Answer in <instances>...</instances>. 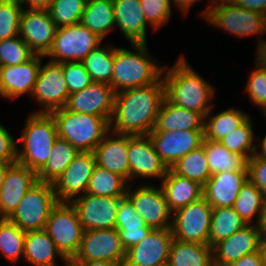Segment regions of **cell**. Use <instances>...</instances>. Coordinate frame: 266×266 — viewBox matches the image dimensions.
<instances>
[{
  "instance_id": "cell-1",
  "label": "cell",
  "mask_w": 266,
  "mask_h": 266,
  "mask_svg": "<svg viewBox=\"0 0 266 266\" xmlns=\"http://www.w3.org/2000/svg\"><path fill=\"white\" fill-rule=\"evenodd\" d=\"M165 98V82L115 93L110 130L125 135H148L155 127L160 106Z\"/></svg>"
},
{
  "instance_id": "cell-2",
  "label": "cell",
  "mask_w": 266,
  "mask_h": 266,
  "mask_svg": "<svg viewBox=\"0 0 266 266\" xmlns=\"http://www.w3.org/2000/svg\"><path fill=\"white\" fill-rule=\"evenodd\" d=\"M162 77L165 97L174 105L199 112L203 117L214 107L215 86L199 75L183 54L170 68L164 66Z\"/></svg>"
},
{
  "instance_id": "cell-3",
  "label": "cell",
  "mask_w": 266,
  "mask_h": 266,
  "mask_svg": "<svg viewBox=\"0 0 266 266\" xmlns=\"http://www.w3.org/2000/svg\"><path fill=\"white\" fill-rule=\"evenodd\" d=\"M130 45L132 50L114 46L111 87L115 93L149 86L162 77L164 65L150 55L147 43Z\"/></svg>"
},
{
  "instance_id": "cell-4",
  "label": "cell",
  "mask_w": 266,
  "mask_h": 266,
  "mask_svg": "<svg viewBox=\"0 0 266 266\" xmlns=\"http://www.w3.org/2000/svg\"><path fill=\"white\" fill-rule=\"evenodd\" d=\"M25 120L17 140L22 143L21 147L17 144V162L37 173L46 164L58 138L57 126L53 116L46 113H30Z\"/></svg>"
},
{
  "instance_id": "cell-5",
  "label": "cell",
  "mask_w": 266,
  "mask_h": 266,
  "mask_svg": "<svg viewBox=\"0 0 266 266\" xmlns=\"http://www.w3.org/2000/svg\"><path fill=\"white\" fill-rule=\"evenodd\" d=\"M50 114L55 119L58 137L78 152H93L110 131V123L96 115L75 113L65 107Z\"/></svg>"
},
{
  "instance_id": "cell-6",
  "label": "cell",
  "mask_w": 266,
  "mask_h": 266,
  "mask_svg": "<svg viewBox=\"0 0 266 266\" xmlns=\"http://www.w3.org/2000/svg\"><path fill=\"white\" fill-rule=\"evenodd\" d=\"M200 14L209 26L222 29L237 38L266 33V16L237 6L229 0H209Z\"/></svg>"
},
{
  "instance_id": "cell-7",
  "label": "cell",
  "mask_w": 266,
  "mask_h": 266,
  "mask_svg": "<svg viewBox=\"0 0 266 266\" xmlns=\"http://www.w3.org/2000/svg\"><path fill=\"white\" fill-rule=\"evenodd\" d=\"M57 203L53 185L37 181L7 219L24 232L43 230Z\"/></svg>"
},
{
  "instance_id": "cell-8",
  "label": "cell",
  "mask_w": 266,
  "mask_h": 266,
  "mask_svg": "<svg viewBox=\"0 0 266 266\" xmlns=\"http://www.w3.org/2000/svg\"><path fill=\"white\" fill-rule=\"evenodd\" d=\"M44 230L64 258L76 255L84 229L71 202H58L53 207Z\"/></svg>"
},
{
  "instance_id": "cell-9",
  "label": "cell",
  "mask_w": 266,
  "mask_h": 266,
  "mask_svg": "<svg viewBox=\"0 0 266 266\" xmlns=\"http://www.w3.org/2000/svg\"><path fill=\"white\" fill-rule=\"evenodd\" d=\"M102 41L81 23L58 27L45 59L50 58L49 61L57 63L83 61L91 51L102 44Z\"/></svg>"
},
{
  "instance_id": "cell-10",
  "label": "cell",
  "mask_w": 266,
  "mask_h": 266,
  "mask_svg": "<svg viewBox=\"0 0 266 266\" xmlns=\"http://www.w3.org/2000/svg\"><path fill=\"white\" fill-rule=\"evenodd\" d=\"M44 56H41V66L37 81L31 93V98L36 100L41 108L31 113H46L64 108L69 91L63 74V63L49 61L42 63Z\"/></svg>"
},
{
  "instance_id": "cell-11",
  "label": "cell",
  "mask_w": 266,
  "mask_h": 266,
  "mask_svg": "<svg viewBox=\"0 0 266 266\" xmlns=\"http://www.w3.org/2000/svg\"><path fill=\"white\" fill-rule=\"evenodd\" d=\"M212 210V206L202 197L175 211L171 225L174 239L209 244Z\"/></svg>"
},
{
  "instance_id": "cell-12",
  "label": "cell",
  "mask_w": 266,
  "mask_h": 266,
  "mask_svg": "<svg viewBox=\"0 0 266 266\" xmlns=\"http://www.w3.org/2000/svg\"><path fill=\"white\" fill-rule=\"evenodd\" d=\"M133 188L132 183L128 185L126 196L145 224L152 229L171 228L173 213L166 202L162 187L158 188L145 182Z\"/></svg>"
},
{
  "instance_id": "cell-13",
  "label": "cell",
  "mask_w": 266,
  "mask_h": 266,
  "mask_svg": "<svg viewBox=\"0 0 266 266\" xmlns=\"http://www.w3.org/2000/svg\"><path fill=\"white\" fill-rule=\"evenodd\" d=\"M126 251L121 244L118 230L100 229L84 231L79 249L73 257L78 262H124Z\"/></svg>"
},
{
  "instance_id": "cell-14",
  "label": "cell",
  "mask_w": 266,
  "mask_h": 266,
  "mask_svg": "<svg viewBox=\"0 0 266 266\" xmlns=\"http://www.w3.org/2000/svg\"><path fill=\"white\" fill-rule=\"evenodd\" d=\"M122 197L94 196L88 193L71 201L84 231L115 228Z\"/></svg>"
},
{
  "instance_id": "cell-15",
  "label": "cell",
  "mask_w": 266,
  "mask_h": 266,
  "mask_svg": "<svg viewBox=\"0 0 266 266\" xmlns=\"http://www.w3.org/2000/svg\"><path fill=\"white\" fill-rule=\"evenodd\" d=\"M95 166L93 152H79L52 184L57 201L71 202L74 198L84 195Z\"/></svg>"
},
{
  "instance_id": "cell-16",
  "label": "cell",
  "mask_w": 266,
  "mask_h": 266,
  "mask_svg": "<svg viewBox=\"0 0 266 266\" xmlns=\"http://www.w3.org/2000/svg\"><path fill=\"white\" fill-rule=\"evenodd\" d=\"M57 28L48 10L23 8L20 15L19 36L35 55L45 57L48 54Z\"/></svg>"
},
{
  "instance_id": "cell-17",
  "label": "cell",
  "mask_w": 266,
  "mask_h": 266,
  "mask_svg": "<svg viewBox=\"0 0 266 266\" xmlns=\"http://www.w3.org/2000/svg\"><path fill=\"white\" fill-rule=\"evenodd\" d=\"M148 135L160 159L170 169L180 158L202 146L204 130L151 131Z\"/></svg>"
},
{
  "instance_id": "cell-18",
  "label": "cell",
  "mask_w": 266,
  "mask_h": 266,
  "mask_svg": "<svg viewBox=\"0 0 266 266\" xmlns=\"http://www.w3.org/2000/svg\"><path fill=\"white\" fill-rule=\"evenodd\" d=\"M128 162L130 165V183L136 178L162 180L168 171L155 151L149 135H129Z\"/></svg>"
},
{
  "instance_id": "cell-19",
  "label": "cell",
  "mask_w": 266,
  "mask_h": 266,
  "mask_svg": "<svg viewBox=\"0 0 266 266\" xmlns=\"http://www.w3.org/2000/svg\"><path fill=\"white\" fill-rule=\"evenodd\" d=\"M114 103L115 92L110 84L92 82L82 90L71 93L65 108L75 113L103 117L110 123Z\"/></svg>"
},
{
  "instance_id": "cell-20",
  "label": "cell",
  "mask_w": 266,
  "mask_h": 266,
  "mask_svg": "<svg viewBox=\"0 0 266 266\" xmlns=\"http://www.w3.org/2000/svg\"><path fill=\"white\" fill-rule=\"evenodd\" d=\"M173 238L171 228L152 229L143 240L126 251L123 266L166 264Z\"/></svg>"
},
{
  "instance_id": "cell-21",
  "label": "cell",
  "mask_w": 266,
  "mask_h": 266,
  "mask_svg": "<svg viewBox=\"0 0 266 266\" xmlns=\"http://www.w3.org/2000/svg\"><path fill=\"white\" fill-rule=\"evenodd\" d=\"M259 225H246L213 247V265L229 266L263 246Z\"/></svg>"
},
{
  "instance_id": "cell-22",
  "label": "cell",
  "mask_w": 266,
  "mask_h": 266,
  "mask_svg": "<svg viewBox=\"0 0 266 266\" xmlns=\"http://www.w3.org/2000/svg\"><path fill=\"white\" fill-rule=\"evenodd\" d=\"M40 66L41 55L18 65L0 66V96L12 100L23 94L31 96Z\"/></svg>"
},
{
  "instance_id": "cell-23",
  "label": "cell",
  "mask_w": 266,
  "mask_h": 266,
  "mask_svg": "<svg viewBox=\"0 0 266 266\" xmlns=\"http://www.w3.org/2000/svg\"><path fill=\"white\" fill-rule=\"evenodd\" d=\"M129 135L111 130L94 149L96 165L123 177L130 184Z\"/></svg>"
},
{
  "instance_id": "cell-24",
  "label": "cell",
  "mask_w": 266,
  "mask_h": 266,
  "mask_svg": "<svg viewBox=\"0 0 266 266\" xmlns=\"http://www.w3.org/2000/svg\"><path fill=\"white\" fill-rule=\"evenodd\" d=\"M37 181L36 172L18 162L12 164L0 188V212L8 218Z\"/></svg>"
},
{
  "instance_id": "cell-25",
  "label": "cell",
  "mask_w": 266,
  "mask_h": 266,
  "mask_svg": "<svg viewBox=\"0 0 266 266\" xmlns=\"http://www.w3.org/2000/svg\"><path fill=\"white\" fill-rule=\"evenodd\" d=\"M247 180L248 171L216 173L203 185V197L212 208L232 207Z\"/></svg>"
},
{
  "instance_id": "cell-26",
  "label": "cell",
  "mask_w": 266,
  "mask_h": 266,
  "mask_svg": "<svg viewBox=\"0 0 266 266\" xmlns=\"http://www.w3.org/2000/svg\"><path fill=\"white\" fill-rule=\"evenodd\" d=\"M115 24L130 44L147 43V27L140 0H113Z\"/></svg>"
},
{
  "instance_id": "cell-27",
  "label": "cell",
  "mask_w": 266,
  "mask_h": 266,
  "mask_svg": "<svg viewBox=\"0 0 266 266\" xmlns=\"http://www.w3.org/2000/svg\"><path fill=\"white\" fill-rule=\"evenodd\" d=\"M115 228L125 251L138 244L152 230L145 224L127 196L122 197L118 205Z\"/></svg>"
},
{
  "instance_id": "cell-28",
  "label": "cell",
  "mask_w": 266,
  "mask_h": 266,
  "mask_svg": "<svg viewBox=\"0 0 266 266\" xmlns=\"http://www.w3.org/2000/svg\"><path fill=\"white\" fill-rule=\"evenodd\" d=\"M172 213L203 197V185L168 169L160 185Z\"/></svg>"
},
{
  "instance_id": "cell-29",
  "label": "cell",
  "mask_w": 266,
  "mask_h": 266,
  "mask_svg": "<svg viewBox=\"0 0 266 266\" xmlns=\"http://www.w3.org/2000/svg\"><path fill=\"white\" fill-rule=\"evenodd\" d=\"M178 130H204V117L199 112L174 105L165 97L152 131Z\"/></svg>"
},
{
  "instance_id": "cell-30",
  "label": "cell",
  "mask_w": 266,
  "mask_h": 266,
  "mask_svg": "<svg viewBox=\"0 0 266 266\" xmlns=\"http://www.w3.org/2000/svg\"><path fill=\"white\" fill-rule=\"evenodd\" d=\"M57 257L64 259L44 229L25 233L23 261L33 266H56Z\"/></svg>"
},
{
  "instance_id": "cell-31",
  "label": "cell",
  "mask_w": 266,
  "mask_h": 266,
  "mask_svg": "<svg viewBox=\"0 0 266 266\" xmlns=\"http://www.w3.org/2000/svg\"><path fill=\"white\" fill-rule=\"evenodd\" d=\"M170 266H214L213 248L209 244L172 240L168 261Z\"/></svg>"
},
{
  "instance_id": "cell-32",
  "label": "cell",
  "mask_w": 266,
  "mask_h": 266,
  "mask_svg": "<svg viewBox=\"0 0 266 266\" xmlns=\"http://www.w3.org/2000/svg\"><path fill=\"white\" fill-rule=\"evenodd\" d=\"M80 23L104 40L116 28L113 0H87Z\"/></svg>"
},
{
  "instance_id": "cell-33",
  "label": "cell",
  "mask_w": 266,
  "mask_h": 266,
  "mask_svg": "<svg viewBox=\"0 0 266 266\" xmlns=\"http://www.w3.org/2000/svg\"><path fill=\"white\" fill-rule=\"evenodd\" d=\"M212 109L204 116V138L219 141L237 129L250 115L243 110L229 107L217 114Z\"/></svg>"
},
{
  "instance_id": "cell-34",
  "label": "cell",
  "mask_w": 266,
  "mask_h": 266,
  "mask_svg": "<svg viewBox=\"0 0 266 266\" xmlns=\"http://www.w3.org/2000/svg\"><path fill=\"white\" fill-rule=\"evenodd\" d=\"M211 175L220 172L248 171L247 160L240 154L230 152L219 141L203 139Z\"/></svg>"
},
{
  "instance_id": "cell-35",
  "label": "cell",
  "mask_w": 266,
  "mask_h": 266,
  "mask_svg": "<svg viewBox=\"0 0 266 266\" xmlns=\"http://www.w3.org/2000/svg\"><path fill=\"white\" fill-rule=\"evenodd\" d=\"M78 153L67 140L58 137L46 164L37 172L38 181L53 184Z\"/></svg>"
},
{
  "instance_id": "cell-36",
  "label": "cell",
  "mask_w": 266,
  "mask_h": 266,
  "mask_svg": "<svg viewBox=\"0 0 266 266\" xmlns=\"http://www.w3.org/2000/svg\"><path fill=\"white\" fill-rule=\"evenodd\" d=\"M265 201L262 192L248 179L232 207L247 225H260Z\"/></svg>"
},
{
  "instance_id": "cell-37",
  "label": "cell",
  "mask_w": 266,
  "mask_h": 266,
  "mask_svg": "<svg viewBox=\"0 0 266 266\" xmlns=\"http://www.w3.org/2000/svg\"><path fill=\"white\" fill-rule=\"evenodd\" d=\"M247 224L233 207L213 208L209 232V245L213 248Z\"/></svg>"
},
{
  "instance_id": "cell-38",
  "label": "cell",
  "mask_w": 266,
  "mask_h": 266,
  "mask_svg": "<svg viewBox=\"0 0 266 266\" xmlns=\"http://www.w3.org/2000/svg\"><path fill=\"white\" fill-rule=\"evenodd\" d=\"M129 183L120 175L95 166L86 193L94 196L124 197Z\"/></svg>"
},
{
  "instance_id": "cell-39",
  "label": "cell",
  "mask_w": 266,
  "mask_h": 266,
  "mask_svg": "<svg viewBox=\"0 0 266 266\" xmlns=\"http://www.w3.org/2000/svg\"><path fill=\"white\" fill-rule=\"evenodd\" d=\"M170 170L204 185L211 177L204 145L180 158Z\"/></svg>"
},
{
  "instance_id": "cell-40",
  "label": "cell",
  "mask_w": 266,
  "mask_h": 266,
  "mask_svg": "<svg viewBox=\"0 0 266 266\" xmlns=\"http://www.w3.org/2000/svg\"><path fill=\"white\" fill-rule=\"evenodd\" d=\"M99 45L82 61L92 82L111 85L114 62V45Z\"/></svg>"
},
{
  "instance_id": "cell-41",
  "label": "cell",
  "mask_w": 266,
  "mask_h": 266,
  "mask_svg": "<svg viewBox=\"0 0 266 266\" xmlns=\"http://www.w3.org/2000/svg\"><path fill=\"white\" fill-rule=\"evenodd\" d=\"M249 116L237 129L219 140L230 152L240 154L246 160H249L258 150L257 135L253 130V122Z\"/></svg>"
},
{
  "instance_id": "cell-42",
  "label": "cell",
  "mask_w": 266,
  "mask_h": 266,
  "mask_svg": "<svg viewBox=\"0 0 266 266\" xmlns=\"http://www.w3.org/2000/svg\"><path fill=\"white\" fill-rule=\"evenodd\" d=\"M25 233L7 218L0 225V254L11 264L23 259Z\"/></svg>"
},
{
  "instance_id": "cell-43",
  "label": "cell",
  "mask_w": 266,
  "mask_h": 266,
  "mask_svg": "<svg viewBox=\"0 0 266 266\" xmlns=\"http://www.w3.org/2000/svg\"><path fill=\"white\" fill-rule=\"evenodd\" d=\"M87 0H53L48 9L57 27L80 23Z\"/></svg>"
},
{
  "instance_id": "cell-44",
  "label": "cell",
  "mask_w": 266,
  "mask_h": 266,
  "mask_svg": "<svg viewBox=\"0 0 266 266\" xmlns=\"http://www.w3.org/2000/svg\"><path fill=\"white\" fill-rule=\"evenodd\" d=\"M34 55L19 35L0 40V66L18 65L27 62Z\"/></svg>"
},
{
  "instance_id": "cell-45",
  "label": "cell",
  "mask_w": 266,
  "mask_h": 266,
  "mask_svg": "<svg viewBox=\"0 0 266 266\" xmlns=\"http://www.w3.org/2000/svg\"><path fill=\"white\" fill-rule=\"evenodd\" d=\"M22 10L19 0H0V40L19 35Z\"/></svg>"
},
{
  "instance_id": "cell-46",
  "label": "cell",
  "mask_w": 266,
  "mask_h": 266,
  "mask_svg": "<svg viewBox=\"0 0 266 266\" xmlns=\"http://www.w3.org/2000/svg\"><path fill=\"white\" fill-rule=\"evenodd\" d=\"M146 21L155 32L165 26L172 16L171 0H140Z\"/></svg>"
},
{
  "instance_id": "cell-47",
  "label": "cell",
  "mask_w": 266,
  "mask_h": 266,
  "mask_svg": "<svg viewBox=\"0 0 266 266\" xmlns=\"http://www.w3.org/2000/svg\"><path fill=\"white\" fill-rule=\"evenodd\" d=\"M245 91L253 105L261 110L262 114L266 111V72L254 64V69L249 73Z\"/></svg>"
},
{
  "instance_id": "cell-48",
  "label": "cell",
  "mask_w": 266,
  "mask_h": 266,
  "mask_svg": "<svg viewBox=\"0 0 266 266\" xmlns=\"http://www.w3.org/2000/svg\"><path fill=\"white\" fill-rule=\"evenodd\" d=\"M63 74L69 94L78 92L92 83L82 61L64 62Z\"/></svg>"
},
{
  "instance_id": "cell-49",
  "label": "cell",
  "mask_w": 266,
  "mask_h": 266,
  "mask_svg": "<svg viewBox=\"0 0 266 266\" xmlns=\"http://www.w3.org/2000/svg\"><path fill=\"white\" fill-rule=\"evenodd\" d=\"M248 179L262 192L266 200V159L256 153L247 160Z\"/></svg>"
},
{
  "instance_id": "cell-50",
  "label": "cell",
  "mask_w": 266,
  "mask_h": 266,
  "mask_svg": "<svg viewBox=\"0 0 266 266\" xmlns=\"http://www.w3.org/2000/svg\"><path fill=\"white\" fill-rule=\"evenodd\" d=\"M17 162V141L12 134L0 123V163Z\"/></svg>"
},
{
  "instance_id": "cell-51",
  "label": "cell",
  "mask_w": 266,
  "mask_h": 266,
  "mask_svg": "<svg viewBox=\"0 0 266 266\" xmlns=\"http://www.w3.org/2000/svg\"><path fill=\"white\" fill-rule=\"evenodd\" d=\"M229 266H264V245L259 250L244 255Z\"/></svg>"
},
{
  "instance_id": "cell-52",
  "label": "cell",
  "mask_w": 266,
  "mask_h": 266,
  "mask_svg": "<svg viewBox=\"0 0 266 266\" xmlns=\"http://www.w3.org/2000/svg\"><path fill=\"white\" fill-rule=\"evenodd\" d=\"M231 3L266 16V0H229Z\"/></svg>"
},
{
  "instance_id": "cell-53",
  "label": "cell",
  "mask_w": 266,
  "mask_h": 266,
  "mask_svg": "<svg viewBox=\"0 0 266 266\" xmlns=\"http://www.w3.org/2000/svg\"><path fill=\"white\" fill-rule=\"evenodd\" d=\"M259 38L257 41V47H256V61L254 63H256L258 66H260L265 72H266V40L263 39V37Z\"/></svg>"
},
{
  "instance_id": "cell-54",
  "label": "cell",
  "mask_w": 266,
  "mask_h": 266,
  "mask_svg": "<svg viewBox=\"0 0 266 266\" xmlns=\"http://www.w3.org/2000/svg\"><path fill=\"white\" fill-rule=\"evenodd\" d=\"M19 1L21 2V5L25 9L48 10L53 0H19Z\"/></svg>"
},
{
  "instance_id": "cell-55",
  "label": "cell",
  "mask_w": 266,
  "mask_h": 266,
  "mask_svg": "<svg viewBox=\"0 0 266 266\" xmlns=\"http://www.w3.org/2000/svg\"><path fill=\"white\" fill-rule=\"evenodd\" d=\"M198 1L200 2V0H171V2L177 8V10L179 9V11L184 16H186L189 13V10Z\"/></svg>"
},
{
  "instance_id": "cell-56",
  "label": "cell",
  "mask_w": 266,
  "mask_h": 266,
  "mask_svg": "<svg viewBox=\"0 0 266 266\" xmlns=\"http://www.w3.org/2000/svg\"><path fill=\"white\" fill-rule=\"evenodd\" d=\"M84 266H123L124 262H109V261H89V262H81Z\"/></svg>"
},
{
  "instance_id": "cell-57",
  "label": "cell",
  "mask_w": 266,
  "mask_h": 266,
  "mask_svg": "<svg viewBox=\"0 0 266 266\" xmlns=\"http://www.w3.org/2000/svg\"><path fill=\"white\" fill-rule=\"evenodd\" d=\"M257 141H258L257 149L259 148L260 151L257 150L256 154L259 157L266 159V134L262 139L259 138V136H257Z\"/></svg>"
},
{
  "instance_id": "cell-58",
  "label": "cell",
  "mask_w": 266,
  "mask_h": 266,
  "mask_svg": "<svg viewBox=\"0 0 266 266\" xmlns=\"http://www.w3.org/2000/svg\"><path fill=\"white\" fill-rule=\"evenodd\" d=\"M259 226H260V230H261V236H262L263 244H266V201H265L262 219H261Z\"/></svg>"
},
{
  "instance_id": "cell-59",
  "label": "cell",
  "mask_w": 266,
  "mask_h": 266,
  "mask_svg": "<svg viewBox=\"0 0 266 266\" xmlns=\"http://www.w3.org/2000/svg\"><path fill=\"white\" fill-rule=\"evenodd\" d=\"M14 163H0V188L4 181L8 168Z\"/></svg>"
},
{
  "instance_id": "cell-60",
  "label": "cell",
  "mask_w": 266,
  "mask_h": 266,
  "mask_svg": "<svg viewBox=\"0 0 266 266\" xmlns=\"http://www.w3.org/2000/svg\"><path fill=\"white\" fill-rule=\"evenodd\" d=\"M62 262H64L63 266H84L83 263L76 261L74 258H64Z\"/></svg>"
},
{
  "instance_id": "cell-61",
  "label": "cell",
  "mask_w": 266,
  "mask_h": 266,
  "mask_svg": "<svg viewBox=\"0 0 266 266\" xmlns=\"http://www.w3.org/2000/svg\"><path fill=\"white\" fill-rule=\"evenodd\" d=\"M6 217L0 212V225L5 221Z\"/></svg>"
},
{
  "instance_id": "cell-62",
  "label": "cell",
  "mask_w": 266,
  "mask_h": 266,
  "mask_svg": "<svg viewBox=\"0 0 266 266\" xmlns=\"http://www.w3.org/2000/svg\"><path fill=\"white\" fill-rule=\"evenodd\" d=\"M264 266H266V244H264Z\"/></svg>"
},
{
  "instance_id": "cell-63",
  "label": "cell",
  "mask_w": 266,
  "mask_h": 266,
  "mask_svg": "<svg viewBox=\"0 0 266 266\" xmlns=\"http://www.w3.org/2000/svg\"><path fill=\"white\" fill-rule=\"evenodd\" d=\"M262 116L265 118L264 120H266V111L262 114Z\"/></svg>"
},
{
  "instance_id": "cell-64",
  "label": "cell",
  "mask_w": 266,
  "mask_h": 266,
  "mask_svg": "<svg viewBox=\"0 0 266 266\" xmlns=\"http://www.w3.org/2000/svg\"><path fill=\"white\" fill-rule=\"evenodd\" d=\"M160 266H170L168 263H166V264H163V265H160Z\"/></svg>"
}]
</instances>
